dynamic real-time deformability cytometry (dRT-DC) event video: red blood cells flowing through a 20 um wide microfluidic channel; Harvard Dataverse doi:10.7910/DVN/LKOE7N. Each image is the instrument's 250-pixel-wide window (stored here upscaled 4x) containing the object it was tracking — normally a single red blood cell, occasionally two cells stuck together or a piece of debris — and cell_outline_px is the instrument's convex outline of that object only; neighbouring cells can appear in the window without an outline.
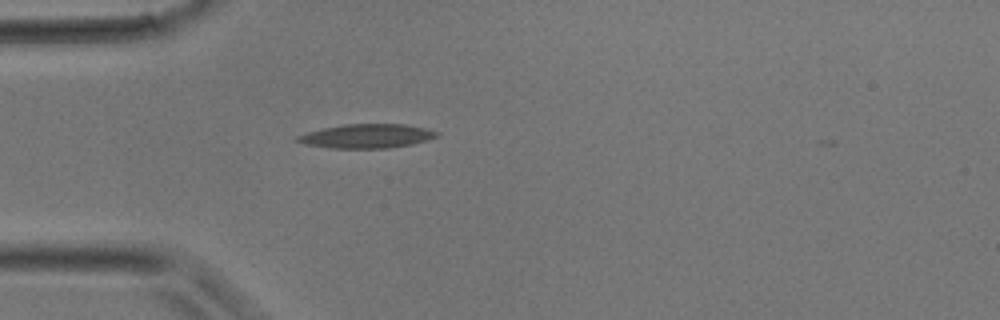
{"species": "common noctule bat (a hibernating species)", "species_latin": "Nyctalus noctula", "temperature_condition": "room temperature", "stored_images_in_passage": 25, "camera_frame_rate_fps": 3000, "um_per_image_px": 0.085, "animal": {"sex": "male", "body_mass_g": 17.9}, "frame": {"image": 1, "passage_image": 1, "time_ms": 0.0, "image_size_px": [1000, 320], "cell_outline_px": [[440, 136], [428, 140], [412, 144], [388, 148], [328, 148], [304, 144], [296, 140], [296, 136], [308, 132], [324, 128], [344, 124], [404, 124], [424, 128], [440, 132]], "centroid_in_image_um": [31.2, 11.57], "position_along_channel_um": 53.8, "area_um2": 19.54}}
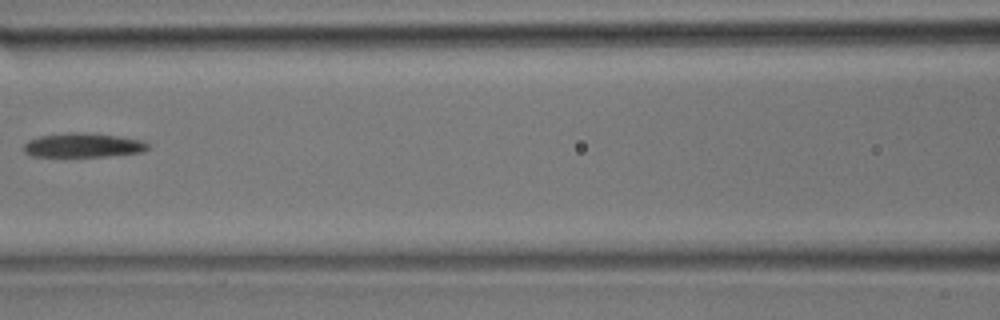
{"frame": {"image": 2, "passage_image": 7, "time_ms": 2.0, "image_size_px": [1000, 320], "cell_outline_px": [[152, 148], [144, 152], [108, 156], [32, 156], [24, 152], [24, 144], [28, 140], [40, 136], [72, 132], [76, 132], [116, 136], [140, 140], [148, 144]], "centroid_in_image_um": [7.08, 12.35], "position_along_channel_um": 159.5, "area_um2": 17.34}}
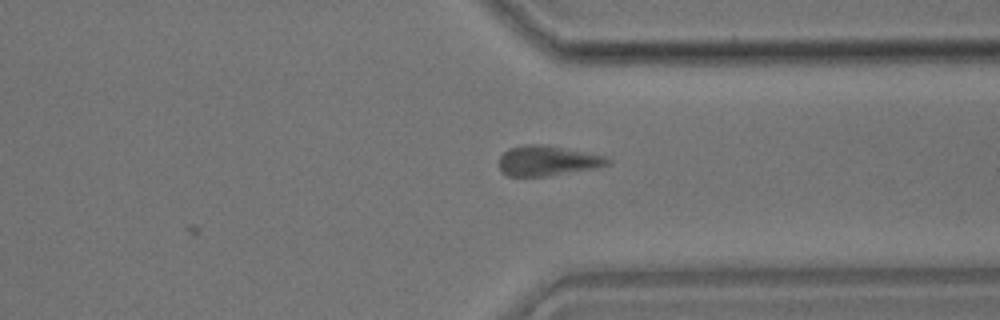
{"frame": {"image": 3, "passage_image": 18, "time_ms": 5.667, "image_size_px": [1000, 320], "cell_outline_px": [[612, 164], [596, 168], [552, 176], [508, 176], [500, 172], [500, 156], [508, 148], [528, 144], [540, 144], [564, 148], [608, 156], [612, 160]], "centroid_in_image_um": [46.58, 13.67], "position_along_channel_um": 364.8, "area_um2": 19.31}}